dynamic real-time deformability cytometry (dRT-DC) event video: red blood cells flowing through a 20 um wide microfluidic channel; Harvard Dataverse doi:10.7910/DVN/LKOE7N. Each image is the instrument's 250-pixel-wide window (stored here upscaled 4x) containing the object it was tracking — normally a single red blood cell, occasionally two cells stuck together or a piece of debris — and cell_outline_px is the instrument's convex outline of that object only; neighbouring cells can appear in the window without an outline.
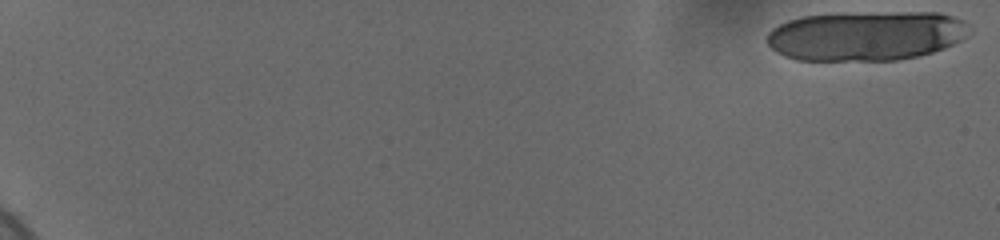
{"species": "human", "species_latin": "Homo sapiens", "temperature_condition": "cold", "stored_images_in_passage": 8, "segment_of_instrument_passage": [1, 2], "camera_frame_rate_fps": 3000, "um_per_image_px": 0.085, "donor": {"sex": "female"}, "frame": {"image": 1, "passage_image": 1, "time_ms": 0.0, "image_size_px": [1000, 240], "cell_outline_px": [[964, 24], [960, 40], [944, 48], [932, 52], [916, 56], [896, 60], [796, 60], [784, 56], [772, 48], [768, 44], [768, 32], [772, 28], [788, 20], [800, 16], [896, 12], [940, 12], [964, 20]], "centroid_in_image_um": [73.54, 3.05], "position_along_channel_um": 11.5, "area_um2": 57.68}}